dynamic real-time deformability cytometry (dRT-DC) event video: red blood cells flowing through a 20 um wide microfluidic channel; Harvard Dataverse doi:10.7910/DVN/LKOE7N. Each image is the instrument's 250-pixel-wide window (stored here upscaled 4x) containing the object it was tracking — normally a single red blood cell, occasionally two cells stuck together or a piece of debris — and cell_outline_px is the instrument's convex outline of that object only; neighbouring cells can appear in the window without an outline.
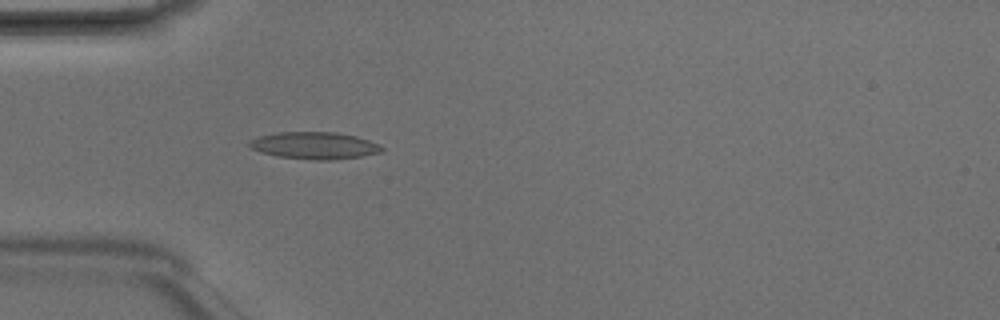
{"species": "Egyptian fruit bat (a non-hibernating species)", "species_latin": "Rousettus aegyptiacus", "temperature_condition": "room temperature", "stored_images_in_passage": 5, "camera_frame_rate_fps": 3000, "um_per_image_px": 0.085, "animal": {"sex": "male"}, "frame": {"image": 1, "passage_image": 5, "time_ms": 1.333, "image_size_px": [1000, 320], "cell_outline_px": [[384, 148], [380, 152], [360, 156], [328, 160], [312, 160], [276, 156], [260, 152], [252, 148], [248, 144], [248, 140], [256, 136], [276, 132], [336, 132], [356, 136], [368, 140]], "centroid_in_image_um": [26.64, 12.36], "position_along_channel_um": 58.4, "area_um2": 20.87}}